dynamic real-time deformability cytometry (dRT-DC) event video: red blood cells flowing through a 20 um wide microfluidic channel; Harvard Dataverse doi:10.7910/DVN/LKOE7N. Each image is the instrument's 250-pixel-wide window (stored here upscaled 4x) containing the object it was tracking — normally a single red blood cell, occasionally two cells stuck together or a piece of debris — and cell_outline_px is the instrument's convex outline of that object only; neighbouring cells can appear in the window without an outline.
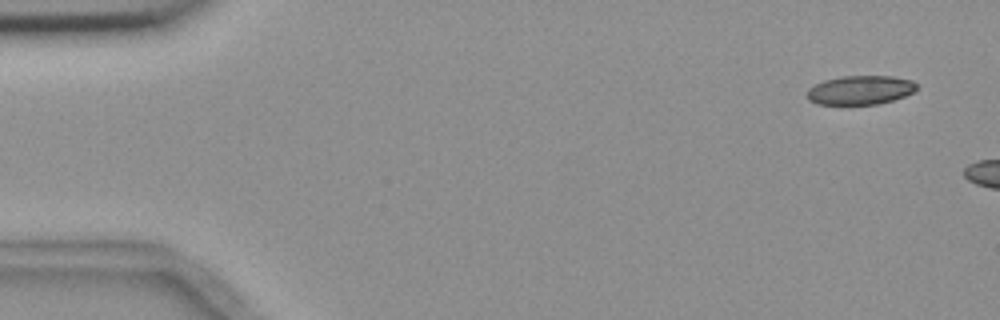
{"species": "common noctule bat (a hibernating species)", "species_latin": "Nyctalus noctula", "temperature_condition": "room temperature", "stored_images_in_passage": 3, "camera_frame_rate_fps": 3000, "um_per_image_px": 0.085, "animal": {"sex": "female", "body_mass_g": 18.4}, "frame": {"image": 1, "passage_image": 1, "time_ms": 0.0, "image_size_px": [1000, 320], "cell_outline_px": [[916, 88], [912, 92], [904, 96], [880, 104], [816, 104], [808, 100], [808, 88], [824, 80], [840, 76], [892, 76], [912, 80], [916, 84]], "centroid_in_image_um": [73.11, 7.65], "position_along_channel_um": 11.9, "area_um2": 18.44}}